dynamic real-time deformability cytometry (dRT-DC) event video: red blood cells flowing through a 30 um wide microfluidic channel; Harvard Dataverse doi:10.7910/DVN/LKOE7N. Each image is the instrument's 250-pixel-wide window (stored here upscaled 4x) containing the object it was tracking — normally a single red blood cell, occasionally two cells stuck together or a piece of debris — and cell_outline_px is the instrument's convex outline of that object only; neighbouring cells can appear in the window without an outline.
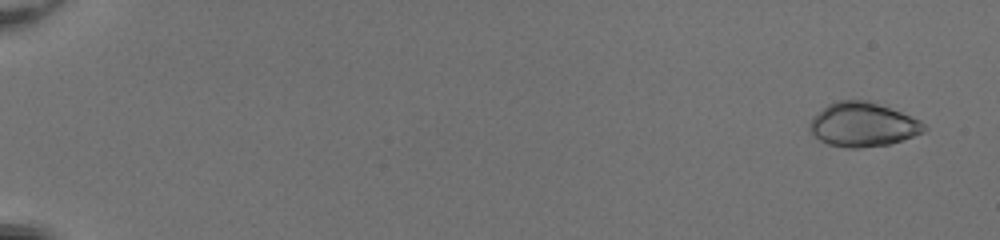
{"species": "common noctule bat (a hibernating species)", "species_latin": "Nyctalus noctula", "temperature_condition": "room temperature", "stored_images_in_passage": 16, "camera_frame_rate_fps": 3000, "um_per_image_px": 0.085, "animal": {"sex": "female", "body_mass_g": 20.0, "forearm_length_mm": 54.0}, "frame": {"image": 1, "passage_image": 3, "time_ms": 0.667, "image_size_px": [1000, 240], "cell_outline_px": [[928, 128], [924, 132], [888, 144], [860, 148], [844, 148], [828, 144], [820, 140], [808, 128], [808, 124], [812, 116], [828, 104], [836, 100], [872, 100], [912, 116], [920, 120]], "centroid_in_image_um": [73.33, 10.57], "position_along_channel_um": 11.7, "area_um2": 29.71}}